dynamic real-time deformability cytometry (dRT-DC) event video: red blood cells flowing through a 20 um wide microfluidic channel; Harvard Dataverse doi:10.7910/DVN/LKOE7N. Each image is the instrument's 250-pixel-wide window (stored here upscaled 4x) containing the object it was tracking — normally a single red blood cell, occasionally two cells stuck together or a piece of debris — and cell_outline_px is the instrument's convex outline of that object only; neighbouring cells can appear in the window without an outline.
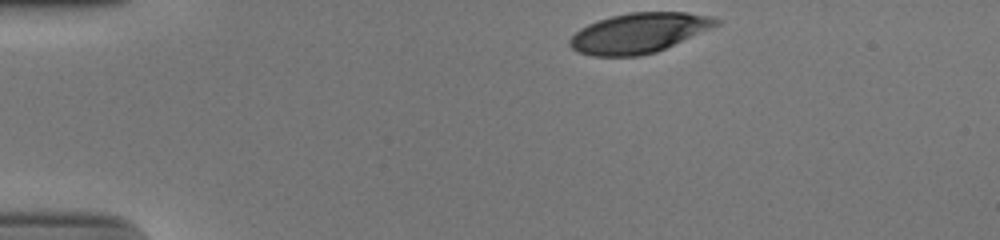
{"species": "human", "species_latin": "Homo sapiens", "temperature_condition": "cold", "stored_images_in_passage": 35, "camera_frame_rate_fps": 3000, "um_per_image_px": 0.085, "donor": {"sex": "male"}, "frame": {"image": 1, "passage_image": 1, "time_ms": 0.0, "image_size_px": [1000, 240], "cell_outline_px": [[720, 24], [656, 52], [640, 56], [592, 56], [576, 52], [568, 44], [568, 40], [580, 28], [588, 24], [612, 16], [628, 12], [684, 12], [708, 16], [720, 20]], "centroid_in_image_um": [54.26, 2.81], "position_along_channel_um": 30.7, "area_um2": 33.87}}
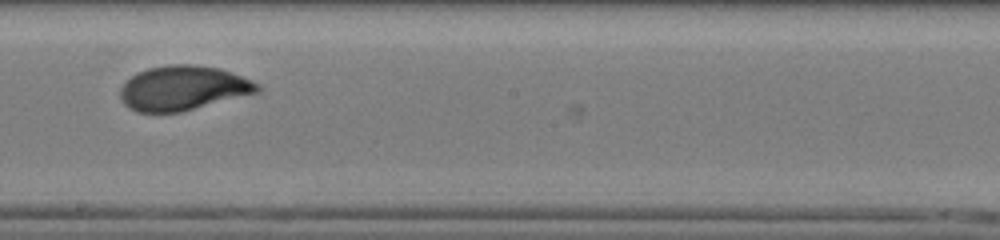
{"frame": {"image": 2, "passage_image": 22, "time_ms": 7.0, "image_size_px": [1000, 240], "cell_outline_px": [[264, 88], [260, 92], [180, 112], [136, 112], [128, 108], [124, 104], [120, 96], [120, 88], [136, 72], [148, 68], [168, 64], [196, 64], [220, 68], [252, 80], [260, 84]], "centroid_in_image_um": [15.59, 7.48], "position_along_channel_um": 232.6, "area_um2": 35.89}}
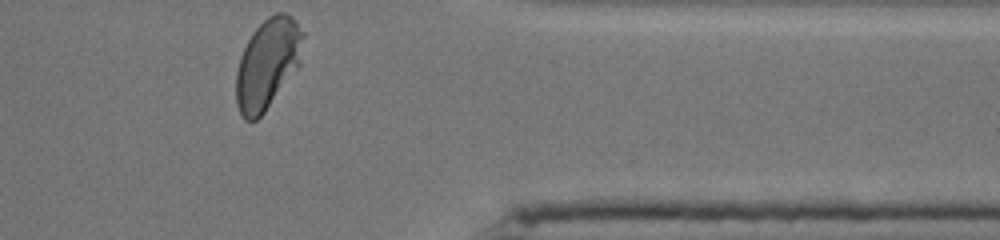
{"frame": {"image": 3, "passage_image": 35, "time_ms": 11.333, "image_size_px": [1000, 240], "cell_outline_px": [[304, 36], [300, 64], [264, 112], [256, 120], [244, 120], [236, 104], [236, 72], [240, 56], [252, 32], [268, 16], [276, 12], [284, 12], [292, 16], [304, 32]], "centroid_in_image_um": [22.74, 5.39], "position_along_channel_um": 388.7, "area_um2": 35.08}, "authors_computed_cell_mechanics": {"area_um2": 35.1424, "velocity_mm_per_s": 3.898, "shape_relaxation_time_tau1_ms": 3.696, "shape_relaxation_time_tau2_ms": 0.8378, "deformation_change_tau1": 0.1894, "deformation_change_tau2": 0.053}}